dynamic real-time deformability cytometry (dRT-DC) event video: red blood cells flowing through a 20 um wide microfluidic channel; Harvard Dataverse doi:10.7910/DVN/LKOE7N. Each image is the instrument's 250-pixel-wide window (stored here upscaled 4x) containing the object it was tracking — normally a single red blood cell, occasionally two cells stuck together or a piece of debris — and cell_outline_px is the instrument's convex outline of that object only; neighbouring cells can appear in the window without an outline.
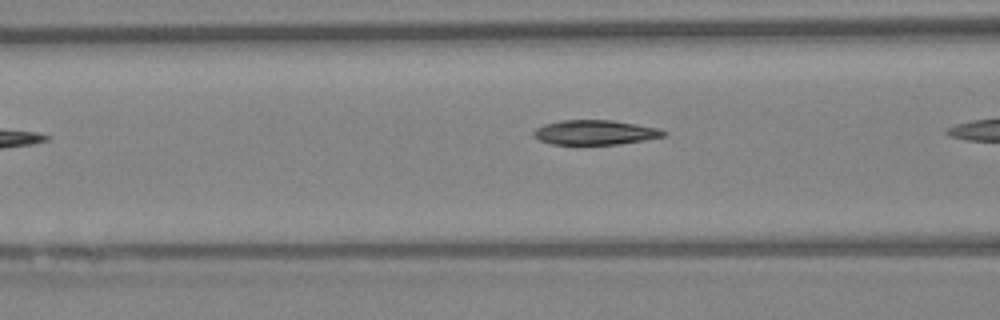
{"species": "Egyptian fruit bat (a non-hibernating species)", "species_latin": "Rousettus aegyptiacus", "temperature_condition": "warm", "stored_images_in_passage": 9, "camera_frame_rate_fps": 3000, "um_per_image_px": 0.085, "animal": {"sex": "female"}, "frame": {"image": 1, "passage_image": 8, "time_ms": 2.333, "image_size_px": [1000, 320], "cell_outline_px": [[668, 132], [664, 136], [644, 140], [620, 144], [552, 144], [540, 140], [532, 136], [532, 132], [536, 128], [544, 124], [560, 120], [612, 120], [660, 128]], "centroid_in_image_um": [50.57, 11.25], "position_along_channel_um": 116.0, "area_um2": 18.73}}